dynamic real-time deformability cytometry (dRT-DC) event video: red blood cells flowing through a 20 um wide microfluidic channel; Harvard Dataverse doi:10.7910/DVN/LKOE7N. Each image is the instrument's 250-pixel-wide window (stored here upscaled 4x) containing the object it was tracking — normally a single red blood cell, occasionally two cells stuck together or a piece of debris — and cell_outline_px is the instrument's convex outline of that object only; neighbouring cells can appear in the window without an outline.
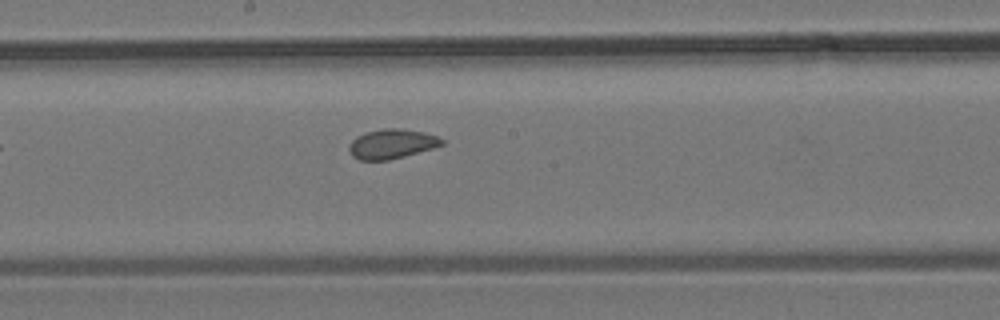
{"species": "common noctule bat (a hibernating species)", "species_latin": "Nyctalus noctula", "temperature_condition": "room temperature", "stored_images_in_passage": 8, "camera_frame_rate_fps": 3000, "um_per_image_px": 0.085, "animal": {"sex": "male", "body_mass_g": 19.2, "forearm_length_mm": 51.8}, "frame": {"image": 1, "passage_image": 8, "time_ms": 8.0, "image_size_px": [1000, 320], "cell_outline_px": [[444, 144], [432, 148], [404, 156], [388, 160], [360, 160], [352, 156], [348, 148], [348, 144], [356, 136], [368, 132], [384, 128], [400, 128], [424, 132], [436, 136], [444, 140]], "centroid_in_image_um": [33.27, 12.23], "position_along_channel_um": 214.9, "area_um2": 15.9}}